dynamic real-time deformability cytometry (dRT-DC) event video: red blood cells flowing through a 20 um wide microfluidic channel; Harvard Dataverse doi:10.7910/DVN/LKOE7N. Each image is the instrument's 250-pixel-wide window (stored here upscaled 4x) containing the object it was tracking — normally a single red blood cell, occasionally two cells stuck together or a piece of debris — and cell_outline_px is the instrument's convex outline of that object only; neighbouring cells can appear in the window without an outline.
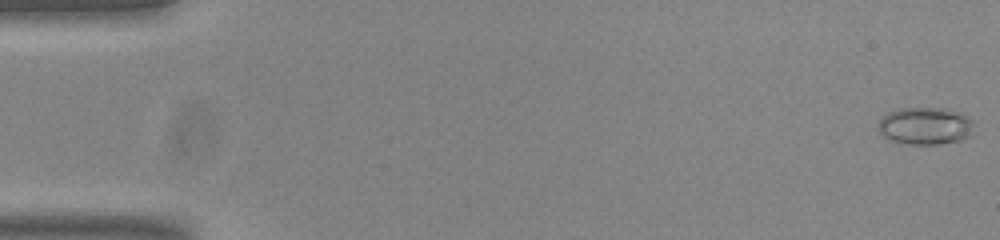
{"species": "common noctule bat (a hibernating species)", "species_latin": "Nyctalus noctula", "temperature_condition": "room temperature", "stored_images_in_passage": 55, "camera_frame_rate_fps": 3000, "um_per_image_px": 0.085, "animal": {"sex": "male", "body_mass_g": 20.0, "forearm_length_mm": 53.3}, "frame": {"image": 1, "passage_image": 1, "time_ms": 0.0, "image_size_px": [1000, 240], "cell_outline_px": [[972, 136], [964, 140], [940, 144], [908, 144], [892, 140], [884, 136], [876, 128], [876, 124], [888, 112], [900, 108], [948, 108], [960, 112], [972, 120]], "centroid_in_image_um": [78.66, 10.7], "position_along_channel_um": 6.3, "area_um2": 21.1}}
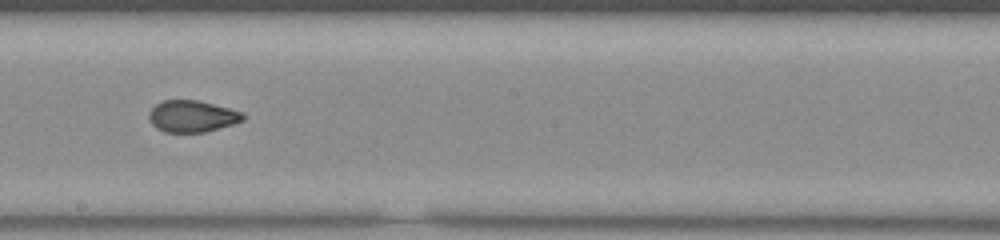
{"frame": {"image": 2, "passage_image": 31, "time_ms": 10.0, "image_size_px": [1000, 240], "cell_outline_px": [[244, 120], [232, 124], [204, 132], [164, 132], [156, 128], [148, 120], [148, 112], [160, 100], [200, 100], [244, 112]], "centroid_in_image_um": [16.3, 9.87], "position_along_channel_um": 231.9, "area_um2": 17.51}}
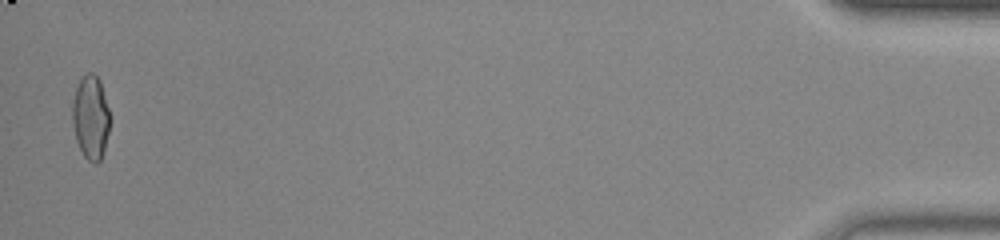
{"frame": {"image": 3, "passage_image": 54, "time_ms": 17.667, "image_size_px": [1000, 240], "cell_outline_px": [[112, 120], [104, 152], [100, 160], [96, 164], [88, 160], [84, 156], [76, 140], [72, 124], [72, 100], [76, 88], [80, 80], [88, 72], [92, 72], [100, 80], [112, 116]], "centroid_in_image_um": [7.74, 9.98], "position_along_channel_um": 427.5, "area_um2": 18.84}, "authors_computed_cell_mechanics": {"area_um2": 18.207, "velocity_mm_per_s": 3.77, "shape_relaxation_time_tau1_ms": null, "shape_relaxation_time_tau2_ms": 1.2533, "deformation_change_tau1": null, "deformation_change_tau2": 0.0667}}